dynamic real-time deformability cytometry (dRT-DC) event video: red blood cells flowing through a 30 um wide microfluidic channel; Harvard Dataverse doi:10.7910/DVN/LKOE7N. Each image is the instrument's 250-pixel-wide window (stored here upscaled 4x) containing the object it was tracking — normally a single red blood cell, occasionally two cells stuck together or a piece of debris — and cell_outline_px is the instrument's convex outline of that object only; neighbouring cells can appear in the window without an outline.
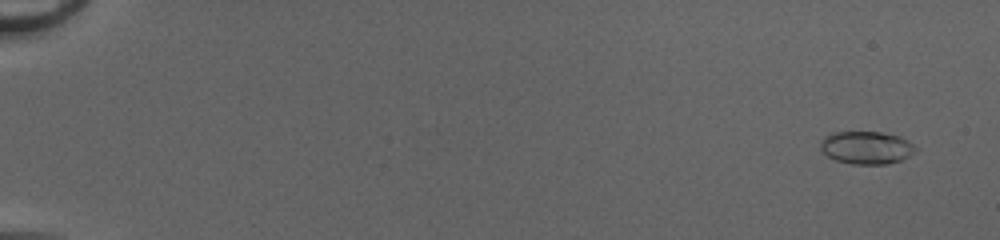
{"species": "common noctule bat (a hibernating species)", "species_latin": "Nyctalus noctula", "temperature_condition": "cold", "stored_images_in_passage": 52, "camera_frame_rate_fps": 3000, "um_per_image_px": 0.085, "animal": {"sex": "female", "body_mass_g": 20.0, "forearm_length_mm": 54.0}, "frame": {"image": 1, "passage_image": 3, "time_ms": 0.667, "image_size_px": [1000, 240], "cell_outline_px": [[916, 152], [900, 160], [888, 164], [852, 164], [836, 160], [828, 156], [820, 148], [820, 140], [824, 136], [832, 132], [880, 132], [900, 136], [908, 140], [916, 148]], "centroid_in_image_um": [73.63, 12.54], "position_along_channel_um": 11.4, "area_um2": 18.21}}
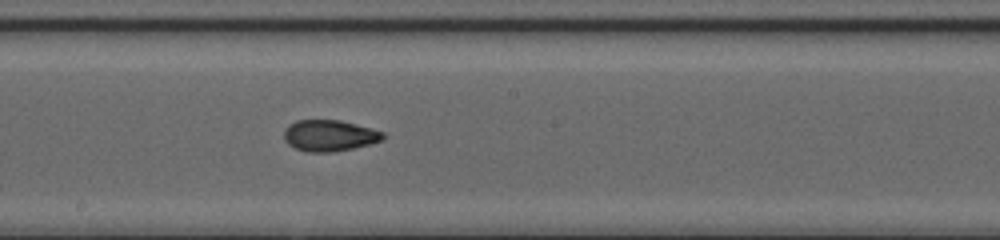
{"frame": {"image": 2, "passage_image": 31, "time_ms": 10.0, "image_size_px": [1000, 240], "cell_outline_px": [[384, 140], [352, 148], [332, 152], [308, 152], [296, 148], [288, 144], [284, 140], [284, 128], [288, 124], [296, 120], [340, 120], [372, 128], [384, 132]], "centroid_in_image_um": [27.98, 11.51], "position_along_channel_um": 220.2, "area_um2": 18.09}}
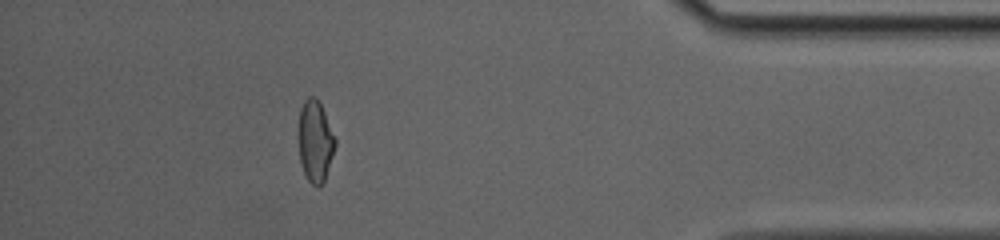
{"frame": {"image": 3, "passage_image": 47, "time_ms": 15.333, "image_size_px": [1000, 240], "cell_outline_px": [[336, 144], [324, 180], [320, 188], [316, 188], [308, 180], [304, 172], [300, 160], [296, 136], [296, 132], [300, 108], [304, 100], [308, 96], [316, 96], [324, 112], [336, 140]], "centroid_in_image_um": [26.74, 11.98], "position_along_channel_um": 408.5, "area_um2": 17.8}, "authors_computed_cell_mechanics": {"area_um2": 17.8891, "velocity_mm_per_s": 4.2118, "shape_relaxation_time_tau1_ms": 6.3507, "shape_relaxation_time_tau2_ms": 1.3943, "deformation_change_tau1": 0.2051, "deformation_change_tau2": 0.0665}}